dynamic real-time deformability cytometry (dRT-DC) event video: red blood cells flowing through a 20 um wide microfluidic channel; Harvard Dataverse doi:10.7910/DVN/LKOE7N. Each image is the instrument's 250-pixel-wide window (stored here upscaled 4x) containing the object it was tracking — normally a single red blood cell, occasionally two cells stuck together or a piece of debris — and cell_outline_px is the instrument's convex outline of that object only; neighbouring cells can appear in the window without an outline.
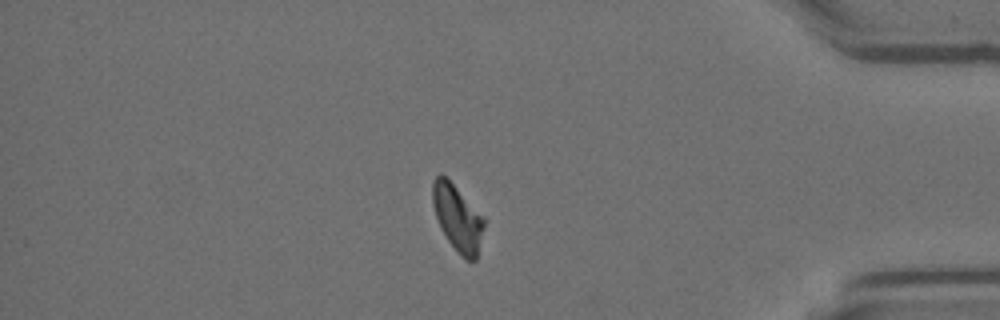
{"species": "Egyptian fruit bat (a non-hibernating species)", "species_latin": "Rousettus aegyptiacus", "temperature_condition": "room temperature", "stored_images_in_passage": 56, "camera_frame_rate_fps": 3000, "um_per_image_px": 0.085, "animal": {"sex": "female"}, "frame": {"image": 1, "passage_image": 48, "time_ms": 15.667, "image_size_px": [1000, 320], "cell_outline_px": [[484, 228], [476, 260], [468, 260], [460, 256], [456, 252], [440, 228], [432, 204], [432, 180], [440, 172], [452, 184], [484, 220]], "centroid_in_image_um": [38.84, 18.56], "position_along_channel_um": 396.4, "area_um2": 19.31}}
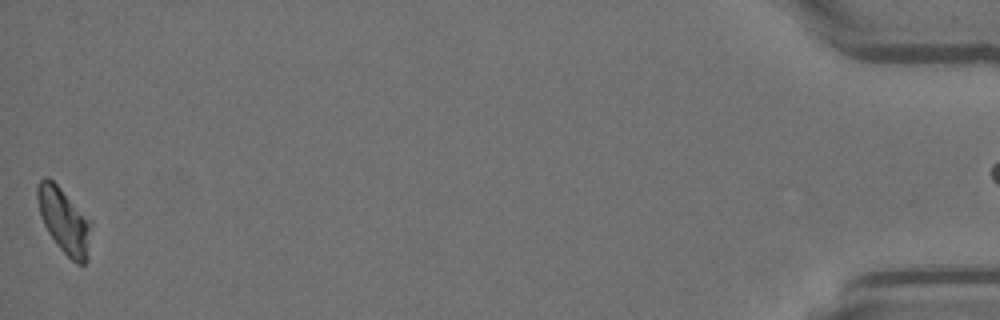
{"frame": {"image": 2, "passage_image": 55, "time_ms": 18.0, "image_size_px": [1000, 320], "cell_outline_px": [[92, 224], [88, 260], [84, 264], [76, 264], [56, 244], [48, 232], [40, 216], [36, 196], [36, 188], [40, 180], [44, 176], [48, 176], [92, 220]], "centroid_in_image_um": [5.47, 18.76], "position_along_channel_um": 429.7, "area_um2": 20.69}}